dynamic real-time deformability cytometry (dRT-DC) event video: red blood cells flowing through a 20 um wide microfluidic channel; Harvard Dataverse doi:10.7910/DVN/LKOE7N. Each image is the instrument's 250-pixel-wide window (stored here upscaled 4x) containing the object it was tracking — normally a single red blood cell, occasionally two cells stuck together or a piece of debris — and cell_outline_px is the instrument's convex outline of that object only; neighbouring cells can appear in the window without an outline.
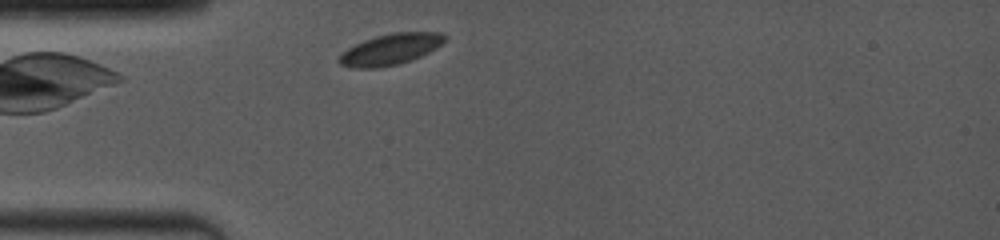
{"species": "common noctule bat (a hibernating species)", "species_latin": "Nyctalus noctula", "temperature_condition": "room temperature", "stored_images_in_passage": 4, "camera_frame_rate_fps": 4000, "um_per_image_px": 0.085, "animal": {"sex": "female", "body_mass_g": 19.0, "forearm_length_mm": 53.3}, "frame": {"image": 1, "passage_image": 1, "time_ms": 0.0, "image_size_px": [1000, 240], "cell_outline_px": [[448, 36], [436, 48], [412, 60], [396, 64], [376, 68], [352, 68], [340, 64], [336, 60], [348, 48], [364, 40], [376, 36], [392, 32], [440, 32]], "centroid_in_image_um": [33.18, 4.19], "position_along_channel_um": 51.8, "area_um2": 18.96}}
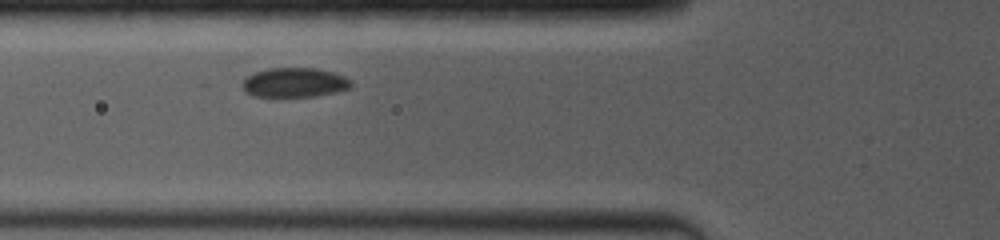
{"frame": {"image": 2, "passage_image": 3, "time_ms": 1.5, "image_size_px": [1000, 240], "cell_outline_px": [[352, 84], [348, 88], [336, 92], [316, 96], [252, 96], [244, 92], [244, 80], [248, 76], [256, 72], [268, 68], [316, 68], [332, 72], [344, 76], [352, 80]], "centroid_in_image_um": [25.05, 7.01], "position_along_channel_um": 100.7, "area_um2": 18.5}}
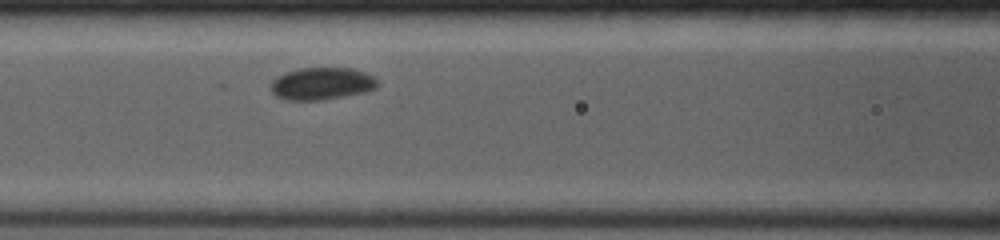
{"frame": {"image": 3, "passage_image": 4, "time_ms": 2.5, "image_size_px": [1000, 240], "cell_outline_px": [[376, 88], [364, 92], [324, 100], [284, 100], [276, 96], [272, 92], [272, 80], [284, 72], [300, 68], [352, 68], [364, 72], [372, 76], [376, 80]], "centroid_in_image_um": [27.32, 7.11], "position_along_channel_um": 139.3, "area_um2": 20.0}}